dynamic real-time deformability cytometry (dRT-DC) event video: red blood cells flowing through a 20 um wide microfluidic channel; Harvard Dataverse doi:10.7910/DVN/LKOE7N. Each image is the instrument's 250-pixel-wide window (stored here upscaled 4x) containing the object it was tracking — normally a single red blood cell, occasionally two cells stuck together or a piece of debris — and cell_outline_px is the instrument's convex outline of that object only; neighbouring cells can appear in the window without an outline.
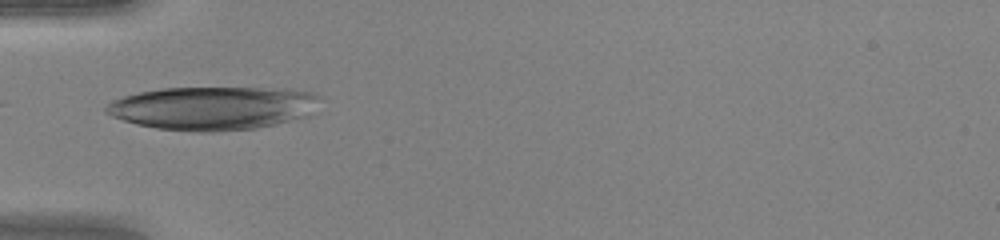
{"species": "human", "species_latin": "Homo sapiens", "temperature_condition": "warm", "stored_images_in_passage": 7, "camera_frame_rate_fps": 3000, "um_per_image_px": 0.085, "donor": {"sex": "female"}, "frame": {"image": 1, "passage_image": 1, "time_ms": 0.0, "image_size_px": [1000, 240], "cell_outline_px": [[320, 96], [308, 116], [276, 124], [256, 128], [216, 132], [196, 132], [156, 128], [136, 124], [112, 116], [104, 112], [104, 108], [112, 100], [124, 96], [140, 92], [160, 88], [292, 88], [312, 92]], "centroid_in_image_um": [18.09, 9.18], "position_along_channel_um": 66.9, "area_um2": 54.22}}